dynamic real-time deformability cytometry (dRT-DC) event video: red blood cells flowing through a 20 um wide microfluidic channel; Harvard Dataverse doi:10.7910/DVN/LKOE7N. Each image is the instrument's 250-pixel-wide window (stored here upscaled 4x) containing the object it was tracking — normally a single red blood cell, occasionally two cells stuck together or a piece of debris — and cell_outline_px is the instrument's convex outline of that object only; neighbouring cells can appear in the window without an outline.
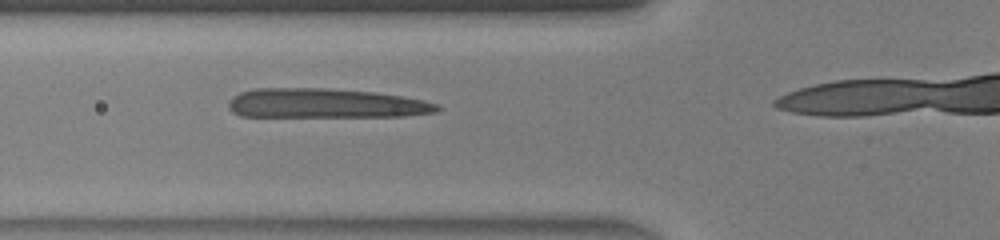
{"species": "human", "species_latin": "Homo sapiens", "temperature_condition": "warm", "stored_images_in_passage": 18, "camera_frame_rate_fps": 3000, "um_per_image_px": 0.085, "donor": {"sex": "male"}, "frame": {"image": 1, "passage_image": 9, "time_ms": 2.667, "image_size_px": [1000, 240], "cell_outline_px": [[440, 108], [436, 112], [404, 116], [240, 116], [232, 112], [228, 108], [228, 100], [232, 96], [240, 92], [256, 88], [328, 88], [376, 92], [424, 100], [440, 104]], "centroid_in_image_um": [27.64, 8.78], "position_along_channel_um": 98.2, "area_um2": 36.01}}
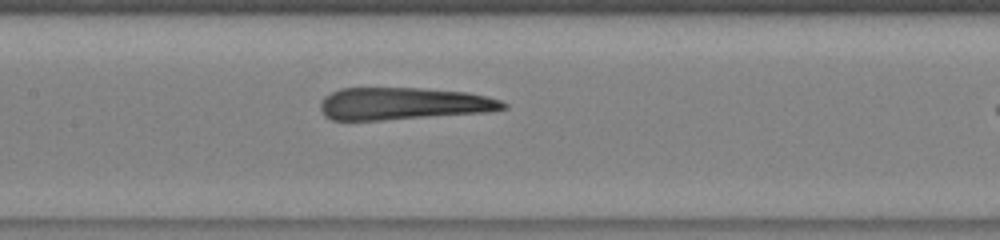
{"frame": {"image": 2, "passage_image": 14, "time_ms": 4.333, "image_size_px": [1000, 240], "cell_outline_px": [[508, 108], [492, 112], [380, 120], [332, 120], [324, 116], [320, 108], [320, 104], [324, 96], [340, 88], [420, 88], [468, 92], [488, 96], [500, 100], [508, 104]], "centroid_in_image_um": [34.32, 8.81], "position_along_channel_um": 173.1, "area_um2": 34.68}}
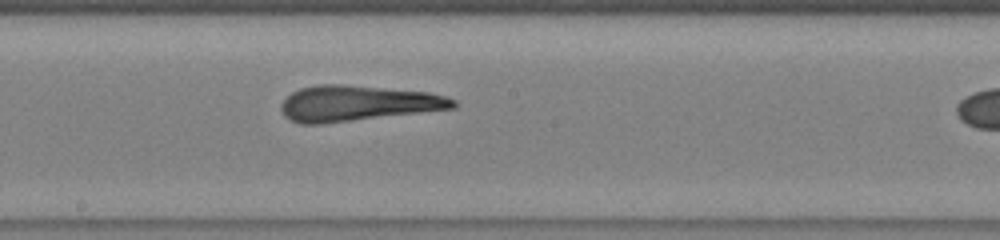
{"frame": {"image": 3, "passage_image": 17, "time_ms": 5.333, "image_size_px": [1000, 240], "cell_outline_px": [[456, 108], [320, 124], [300, 124], [284, 116], [280, 108], [280, 104], [292, 92], [300, 88], [320, 84], [340, 84], [428, 92], [444, 96], [456, 100]], "centroid_in_image_um": [30.36, 8.78], "position_along_channel_um": 217.8, "area_um2": 35.43}}